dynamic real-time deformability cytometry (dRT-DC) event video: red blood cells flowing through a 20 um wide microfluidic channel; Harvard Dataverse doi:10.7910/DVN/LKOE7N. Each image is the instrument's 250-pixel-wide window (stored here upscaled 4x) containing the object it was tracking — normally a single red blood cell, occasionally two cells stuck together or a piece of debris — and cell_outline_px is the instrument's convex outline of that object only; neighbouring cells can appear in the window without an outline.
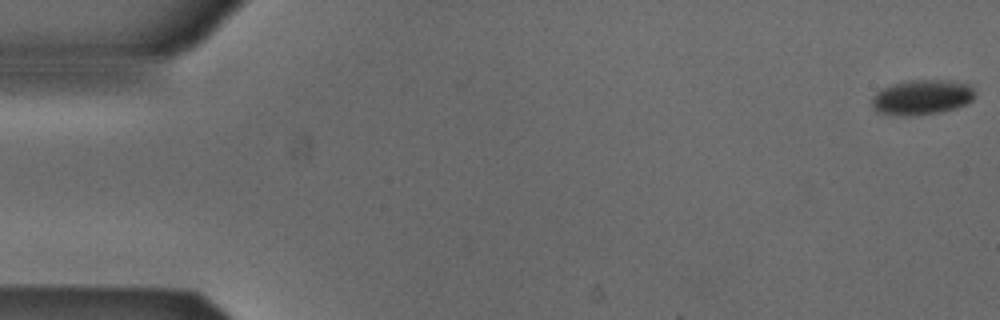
{"species": "Egyptian fruit bat (a non-hibernating species)", "species_latin": "Rousettus aegyptiacus", "temperature_condition": "cold", "stored_images_in_passage": 53, "camera_frame_rate_fps": 3000, "um_per_image_px": 0.085, "animal": {"sex": "male"}, "frame": {"image": 1, "passage_image": 1, "time_ms": 0.0, "image_size_px": [1000, 320], "cell_outline_px": [[976, 96], [972, 100], [956, 108], [940, 112], [916, 116], [892, 116], [876, 112], [872, 108], [872, 96], [876, 92], [892, 84], [908, 80], [948, 80], [968, 84], [976, 92]], "centroid_in_image_um": [78.33, 8.28], "position_along_channel_um": 6.7, "area_um2": 21.39}}
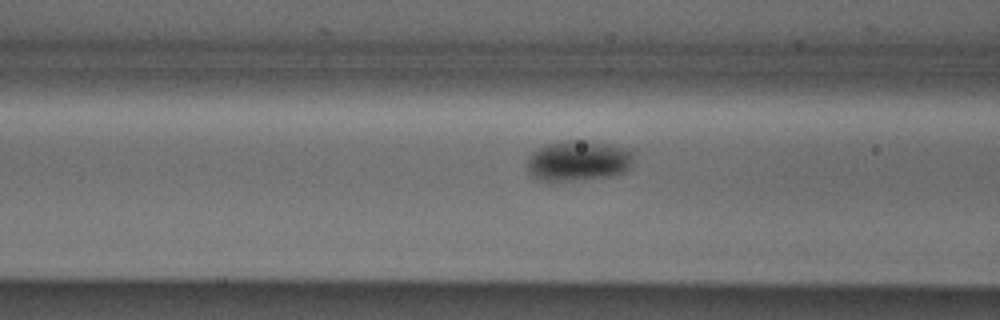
{"frame": {"image": 2, "passage_image": 21, "time_ms": 6.667, "image_size_px": [1000, 320], "cell_outline_px": [[632, 168], [624, 172], [612, 176], [572, 180], [540, 180], [532, 176], [528, 168], [528, 160], [532, 152], [544, 144], [564, 140], [584, 140], [612, 144], [632, 148]], "centroid_in_image_um": [49.21, 13.63], "position_along_channel_um": 117.4, "area_um2": 25.32}}
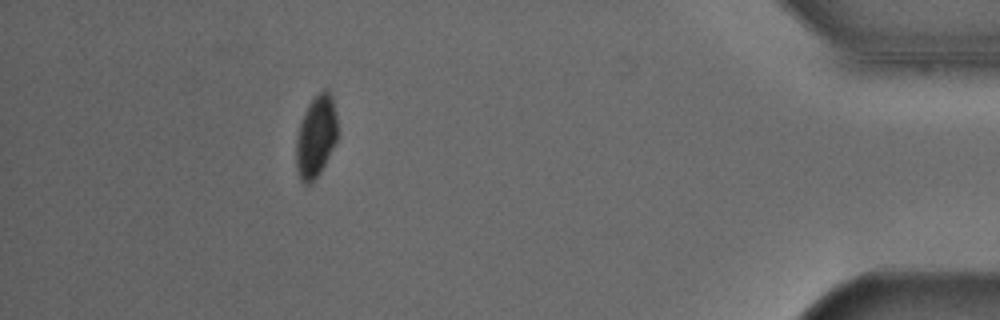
{"frame": {"image": 3, "passage_image": 48, "time_ms": 15.667, "image_size_px": [1000, 320], "cell_outline_px": [[336, 140], [320, 172], [308, 184], [304, 184], [300, 180], [296, 164], [296, 140], [300, 124], [304, 112], [308, 104], [324, 88], [328, 88], [332, 96], [336, 112]], "centroid_in_image_um": [26.85, 11.56], "position_along_channel_um": 408.4, "area_um2": 19.36}, "authors_computed_cell_mechanics": {"area_um2": 22.542, "velocity_mm_per_s": 3.8735, "shape_relaxation_time_tau1_ms": 7.0493, "shape_relaxation_time_tau2_ms": null, "deformation_change_tau1": 0.0882, "deformation_change_tau2": null}}